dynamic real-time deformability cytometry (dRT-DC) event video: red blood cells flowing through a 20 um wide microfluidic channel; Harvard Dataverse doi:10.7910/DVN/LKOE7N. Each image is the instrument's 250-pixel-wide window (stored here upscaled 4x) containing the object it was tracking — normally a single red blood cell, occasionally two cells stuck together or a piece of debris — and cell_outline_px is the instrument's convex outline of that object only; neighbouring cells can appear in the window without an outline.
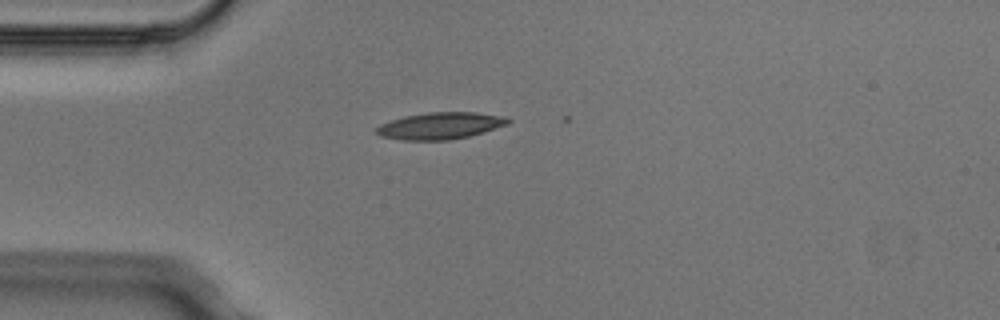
{"species": "Egyptian fruit bat (a non-hibernating species)", "species_latin": "Rousettus aegyptiacus", "temperature_condition": "cold", "stored_images_in_passage": 2, "camera_frame_rate_fps": 3000, "um_per_image_px": 0.085, "animal": {"sex": "male"}, "frame": {"image": 1, "passage_image": 1, "time_ms": 0.0, "image_size_px": [1000, 320], "cell_outline_px": [[512, 120], [508, 124], [484, 132], [468, 136], [448, 140], [400, 140], [380, 136], [376, 132], [376, 128], [380, 124], [404, 116], [428, 112], [476, 112], [504, 116]], "centroid_in_image_um": [37.43, 10.69], "position_along_channel_um": 47.6, "area_um2": 20.58}}